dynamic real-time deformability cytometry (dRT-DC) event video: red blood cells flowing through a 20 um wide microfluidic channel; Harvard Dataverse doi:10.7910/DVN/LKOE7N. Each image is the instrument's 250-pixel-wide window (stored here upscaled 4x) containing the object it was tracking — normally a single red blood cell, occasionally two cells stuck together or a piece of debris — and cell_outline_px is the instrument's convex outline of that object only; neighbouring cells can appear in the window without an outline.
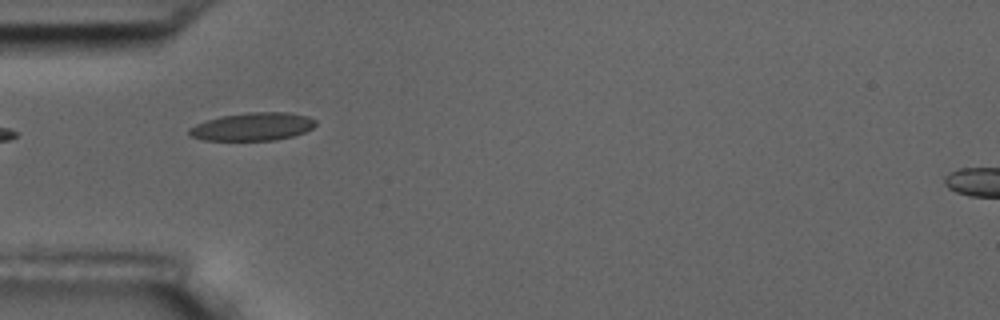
{"species": "common noctule bat (a hibernating species)", "species_latin": "Nyctalus noctula", "temperature_condition": "room temperature", "stored_images_in_passage": 7, "camera_frame_rate_fps": 3000, "um_per_image_px": 0.085, "animal": {"sex": "male", "body_mass_g": 17.5, "forearm_length_mm": 52.3}, "frame": {"image": 1, "passage_image": 6, "time_ms": 5.667, "image_size_px": [1000, 320], "cell_outline_px": [[316, 124], [312, 128], [304, 132], [292, 136], [276, 140], [204, 140], [192, 136], [188, 132], [188, 128], [204, 120], [220, 116], [248, 112], [288, 112], [308, 116], [316, 120]], "centroid_in_image_um": [21.47, 10.75], "position_along_channel_um": 63.5, "area_um2": 20.69}}